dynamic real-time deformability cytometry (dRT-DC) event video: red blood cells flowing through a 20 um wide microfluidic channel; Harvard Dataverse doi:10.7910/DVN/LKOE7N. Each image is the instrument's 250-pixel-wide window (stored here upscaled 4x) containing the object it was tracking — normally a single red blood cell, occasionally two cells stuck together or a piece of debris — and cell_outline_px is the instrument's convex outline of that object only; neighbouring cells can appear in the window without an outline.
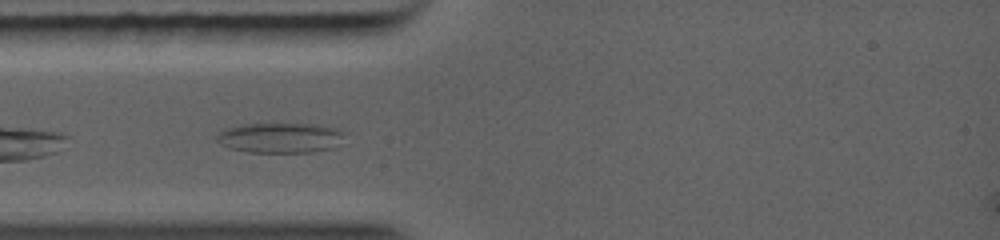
{"species": "common noctule bat (a hibernating species)", "species_latin": "Nyctalus noctula", "temperature_condition": "warm", "stored_images_in_passage": 20, "camera_frame_rate_fps": 5000, "um_per_image_px": 0.085, "animal": {"sex": "female", "body_mass_g": 19.0, "forearm_length_mm": 56.7}, "frame": {"image": 1, "passage_image": 4, "time_ms": 0.8, "image_size_px": [1000, 240], "cell_outline_px": [[344, 132], [332, 148], [312, 152], [248, 152], [228, 148], [220, 144], [216, 140], [216, 132], [224, 128], [240, 124], [272, 120], [320, 124], [336, 128]], "centroid_in_image_um": [23.7, 11.64], "position_along_channel_um": 61.3, "area_um2": 23.64}}